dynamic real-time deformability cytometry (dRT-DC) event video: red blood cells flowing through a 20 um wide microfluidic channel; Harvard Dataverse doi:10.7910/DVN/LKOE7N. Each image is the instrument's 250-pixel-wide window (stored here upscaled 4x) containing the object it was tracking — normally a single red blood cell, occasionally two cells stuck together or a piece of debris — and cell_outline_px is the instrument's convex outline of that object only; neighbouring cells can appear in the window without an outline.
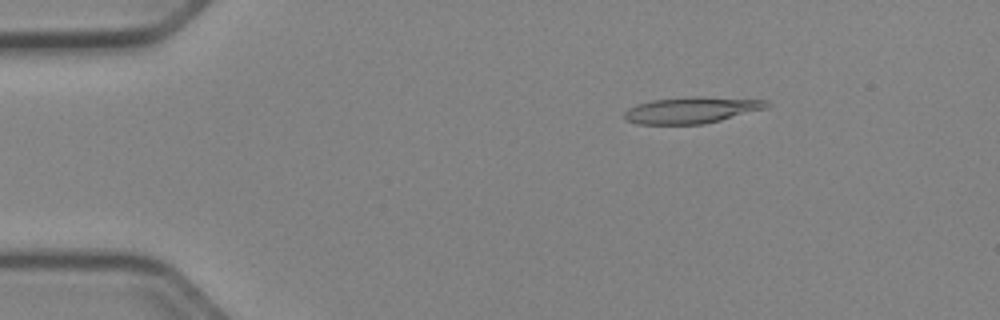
{"species": "Egyptian fruit bat (a non-hibernating species)", "species_latin": "Rousettus aegyptiacus", "temperature_condition": "cold", "stored_images_in_passage": 45, "camera_frame_rate_fps": 3000, "um_per_image_px": 0.085, "animal": {"sex": "female"}, "frame": {"image": 1, "passage_image": 2, "time_ms": 0.333, "image_size_px": [1000, 320], "cell_outline_px": [[772, 104], [768, 108], [704, 124], [636, 124], [628, 120], [624, 116], [624, 112], [628, 108], [636, 104], [652, 100], [692, 96], [696, 96], [768, 100]], "centroid_in_image_um": [58.81, 9.35], "position_along_channel_um": 26.2, "area_um2": 21.96}}
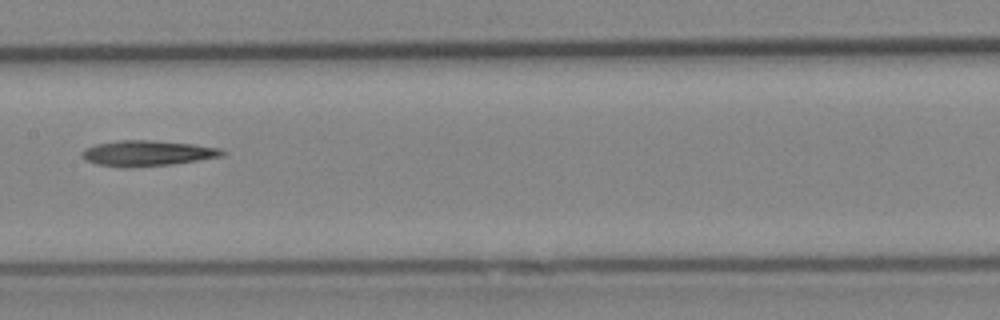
{"frame": {"image": 2, "passage_image": 20, "time_ms": 6.333, "image_size_px": [1000, 320], "cell_outline_px": [[228, 152], [224, 156], [172, 164], [132, 168], [120, 168], [96, 164], [84, 160], [80, 156], [80, 152], [84, 148], [96, 144], [120, 140], [152, 140], [192, 144], [220, 148]], "centroid_in_image_um": [12.48, 13.04], "position_along_channel_um": 194.9, "area_um2": 21.27}}
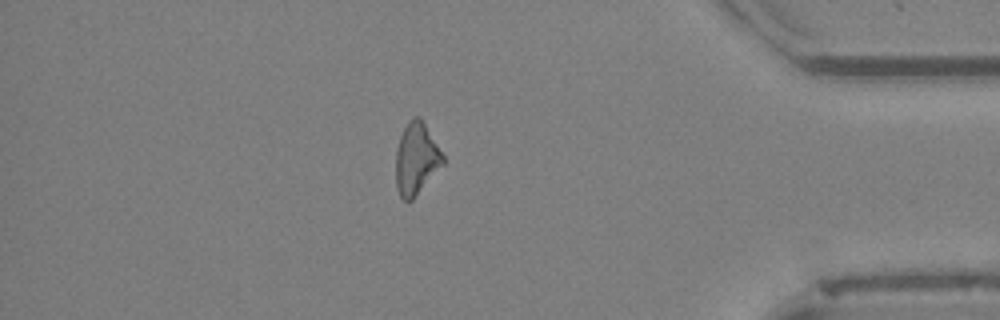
{"frame": {"image": 3, "passage_image": 38, "time_ms": 12.333, "image_size_px": [1000, 320], "cell_outline_px": [[444, 164], [412, 200], [408, 204], [400, 196], [396, 188], [396, 148], [400, 136], [404, 128], [412, 116], [420, 116], [444, 156]], "centroid_in_image_um": [35.37, 13.51], "position_along_channel_um": 399.8, "area_um2": 19.77}}